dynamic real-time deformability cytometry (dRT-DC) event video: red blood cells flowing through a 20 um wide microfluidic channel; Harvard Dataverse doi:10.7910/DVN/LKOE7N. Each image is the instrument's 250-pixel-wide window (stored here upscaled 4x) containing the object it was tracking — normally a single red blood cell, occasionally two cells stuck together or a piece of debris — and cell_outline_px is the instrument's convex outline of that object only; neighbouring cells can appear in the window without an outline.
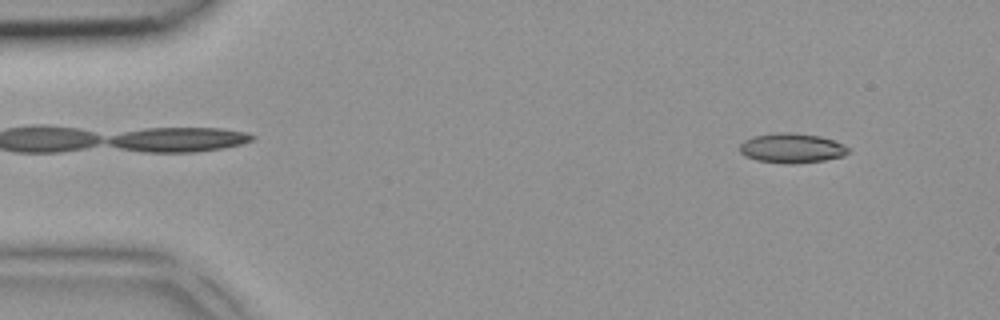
{"species": "common noctule bat (a hibernating species)", "species_latin": "Nyctalus noctula", "temperature_condition": "room temperature", "stored_images_in_passage": 4, "camera_frame_rate_fps": 3000, "um_per_image_px": 0.085, "animal": {"sex": "female", "body_mass_g": 18.4}, "frame": {"image": 1, "passage_image": 1, "time_ms": 0.0, "image_size_px": [1000, 320], "cell_outline_px": [[852, 148], [844, 156], [824, 160], [756, 160], [740, 152], [740, 144], [744, 140], [752, 136], [776, 132], [792, 132], [820, 136], [844, 144]], "centroid_in_image_um": [67.33, 12.51], "position_along_channel_um": 17.7, "area_um2": 17.86}}
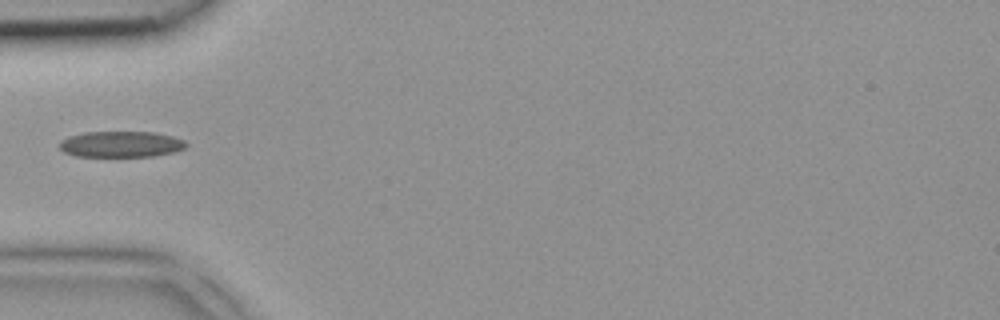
{"frame": {"image": 2, "passage_image": 4, "time_ms": 1.0, "image_size_px": [1000, 320], "cell_outline_px": [[188, 144], [184, 148], [176, 152], [152, 156], [76, 156], [64, 152], [60, 148], [60, 140], [68, 136], [84, 132], [156, 132], [172, 136], [184, 140]], "centroid_in_image_um": [10.29, 12.25], "position_along_channel_um": 74.7, "area_um2": 19.25}}